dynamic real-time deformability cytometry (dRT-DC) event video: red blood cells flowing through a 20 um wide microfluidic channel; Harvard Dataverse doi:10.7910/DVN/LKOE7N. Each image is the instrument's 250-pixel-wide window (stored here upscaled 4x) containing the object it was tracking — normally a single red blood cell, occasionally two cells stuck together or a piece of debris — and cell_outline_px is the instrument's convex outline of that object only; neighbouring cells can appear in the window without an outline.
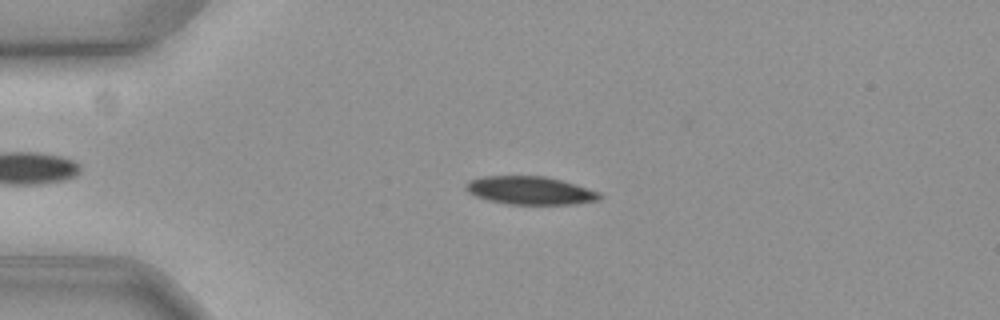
{"species": "common noctule bat (a hibernating species)", "species_latin": "Nyctalus noctula", "temperature_condition": "cold", "stored_images_in_passage": 58, "camera_frame_rate_fps": 3000, "um_per_image_px": 0.085, "animal": {"sex": "female", "body_mass_g": 19.3, "forearm_length_mm": 54.1}, "frame": {"image": 1, "passage_image": 14, "time_ms": 4.333, "image_size_px": [1000, 320], "cell_outline_px": [[600, 196], [596, 200], [572, 204], [508, 204], [488, 200], [476, 196], [468, 192], [464, 188], [468, 180], [484, 176], [544, 176], [560, 180], [600, 192]], "centroid_in_image_um": [44.99, 16.18], "position_along_channel_um": 40.0, "area_um2": 21.62}}
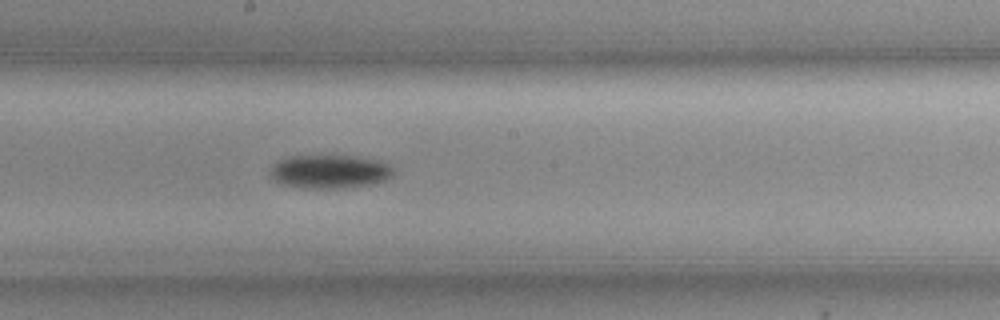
{"frame": {"image": 2, "passage_image": 32, "time_ms": 10.333, "image_size_px": [1000, 320], "cell_outline_px": [[392, 176], [376, 184], [344, 188], [304, 188], [284, 184], [272, 180], [272, 168], [280, 160], [288, 156], [352, 156], [376, 160], [392, 168]], "centroid_in_image_um": [28.03, 14.6], "position_along_channel_um": 220.2, "area_um2": 23.7}}
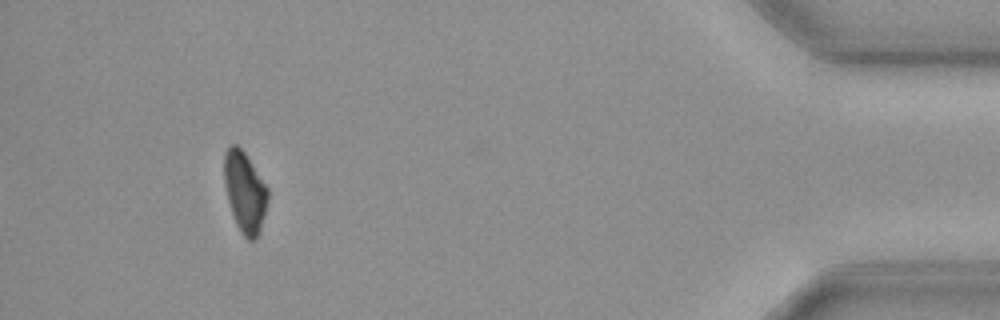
{"frame": {"image": 3, "passage_image": 54, "time_ms": 17.667, "image_size_px": [1000, 320], "cell_outline_px": [[268, 200], [260, 232], [256, 240], [248, 240], [240, 232], [236, 224], [228, 200], [224, 184], [224, 152], [232, 144], [236, 144], [244, 152], [268, 188]], "centroid_in_image_um": [20.81, 16.34], "position_along_channel_um": 414.4, "area_um2": 20.46}, "authors_computed_cell_mechanics": {"area_um2": 21.9062, "velocity_mm_per_s": 3.5641, "shape_relaxation_time_tau1_ms": 2.8081, "shape_relaxation_time_tau2_ms": null, "deformation_change_tau1": 0.0847, "deformation_change_tau2": null}}